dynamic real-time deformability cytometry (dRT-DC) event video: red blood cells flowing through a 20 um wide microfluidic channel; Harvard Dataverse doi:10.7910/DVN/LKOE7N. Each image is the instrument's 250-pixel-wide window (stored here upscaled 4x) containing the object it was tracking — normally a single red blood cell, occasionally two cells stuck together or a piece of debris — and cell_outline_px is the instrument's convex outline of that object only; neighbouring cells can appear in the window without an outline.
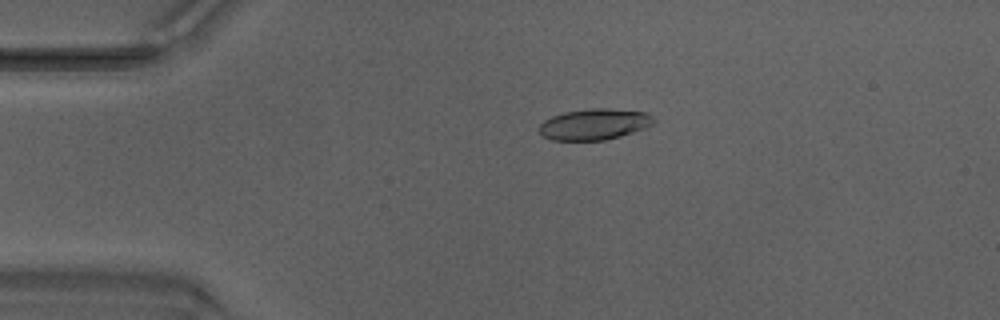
{"species": "Egyptian fruit bat (a non-hibernating species)", "species_latin": "Rousettus aegyptiacus", "temperature_condition": "warm", "stored_images_in_passage": 49, "camera_frame_rate_fps": 3000, "um_per_image_px": 0.085, "animal": {"sex": "male"}, "frame": {"image": 1, "passage_image": 11, "time_ms": 3.333, "image_size_px": [1000, 320], "cell_outline_px": [[656, 120], [652, 124], [644, 128], [620, 136], [604, 140], [552, 140], [544, 136], [540, 132], [540, 124], [544, 120], [552, 116], [564, 112], [592, 108], [604, 108], [644, 112], [652, 116]], "centroid_in_image_um": [50.51, 10.56], "position_along_channel_um": 34.5, "area_um2": 20.46}}
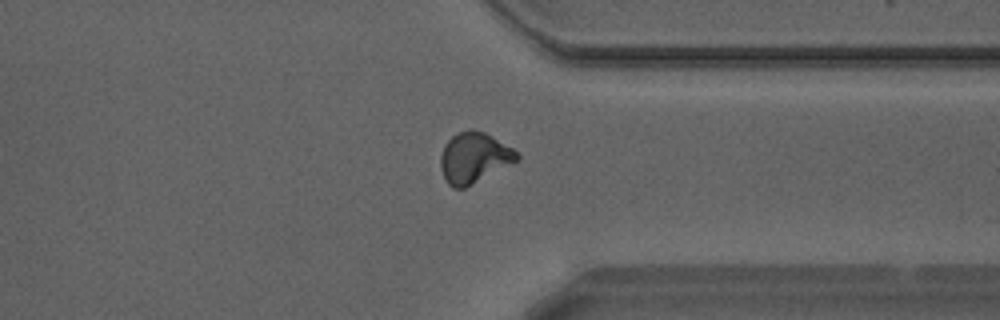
{"frame": {"image": 2, "passage_image": 38, "time_ms": 12.333, "image_size_px": [1000, 320], "cell_outline_px": [[520, 160], [464, 188], [452, 188], [444, 180], [440, 168], [440, 156], [444, 144], [452, 136], [460, 132], [472, 128], [484, 132], [492, 136], [512, 148], [520, 156]], "centroid_in_image_um": [40.27, 13.41], "position_along_channel_um": 371.1, "area_um2": 22.6}}
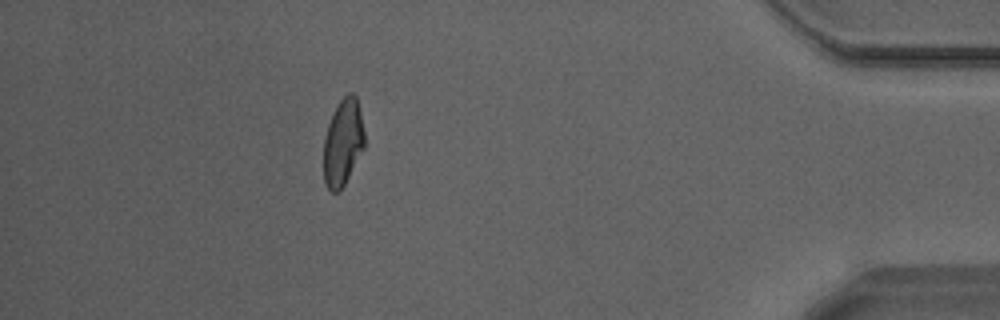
{"frame": {"image": 3, "passage_image": 44, "time_ms": 14.333, "image_size_px": [1000, 320], "cell_outline_px": [[364, 148], [340, 192], [332, 192], [328, 188], [324, 180], [324, 136], [332, 112], [340, 100], [348, 92], [352, 92], [356, 96], [360, 112], [364, 132]], "centroid_in_image_um": [29.14, 12.1], "position_along_channel_um": 406.1, "area_um2": 20.63}, "authors_computed_cell_mechanics": {"area_um2": 21.2126, "velocity_mm_per_s": 4.2454, "shape_relaxation_time_tau1_ms": 6.7968, "shape_relaxation_time_tau2_ms": 1.1796, "deformation_change_tau1": 0.2329, "deformation_change_tau2": 0.0676}}